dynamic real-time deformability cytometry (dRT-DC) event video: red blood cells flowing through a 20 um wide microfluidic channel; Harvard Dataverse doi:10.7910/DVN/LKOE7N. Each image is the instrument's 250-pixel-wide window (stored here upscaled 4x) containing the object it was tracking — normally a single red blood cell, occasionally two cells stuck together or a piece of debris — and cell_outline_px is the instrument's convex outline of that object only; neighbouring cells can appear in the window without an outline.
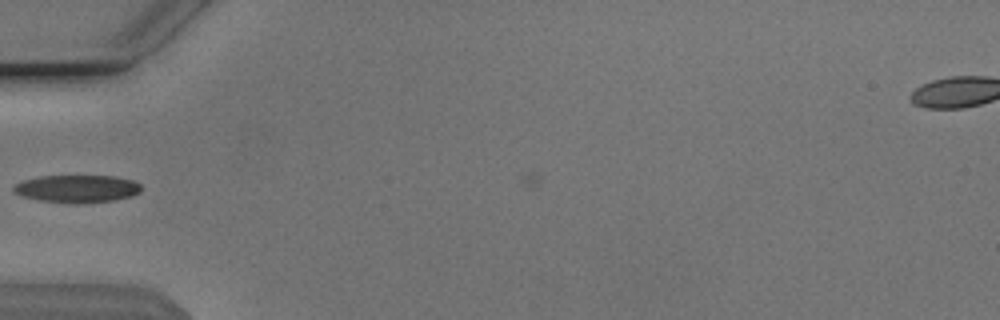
{"species": "Egyptian fruit bat (a non-hibernating species)", "species_latin": "Rousettus aegyptiacus", "temperature_condition": "cold", "stored_images_in_passage": 4, "camera_frame_rate_fps": 3000, "um_per_image_px": 0.085, "animal": {"sex": "male"}, "frame": {"image": 1, "passage_image": 2, "time_ms": 0.333, "image_size_px": [1000, 320], "cell_outline_px": [[140, 192], [132, 196], [116, 200], [80, 204], [68, 204], [40, 200], [24, 196], [12, 192], [12, 188], [16, 184], [24, 180], [40, 176], [116, 176], [132, 180], [140, 184]], "centroid_in_image_um": [6.56, 16.05], "position_along_channel_um": 78.4, "area_um2": 20.69}}